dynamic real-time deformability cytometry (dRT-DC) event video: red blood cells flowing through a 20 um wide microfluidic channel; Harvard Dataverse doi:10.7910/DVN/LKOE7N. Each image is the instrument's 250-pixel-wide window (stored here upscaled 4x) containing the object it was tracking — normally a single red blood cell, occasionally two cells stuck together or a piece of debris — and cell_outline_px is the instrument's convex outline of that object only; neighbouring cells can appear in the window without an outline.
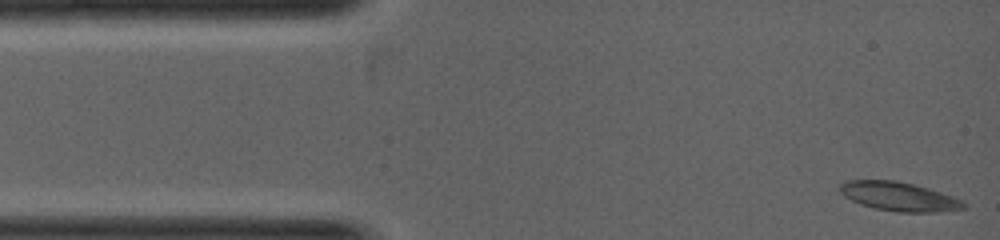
{"species": "common noctule bat (a hibernating species)", "species_latin": "Nyctalus noctula", "temperature_condition": "warm", "stored_images_in_passage": 8, "camera_frame_rate_fps": 5000, "um_per_image_px": 0.085, "animal": {"sex": "female", "body_mass_g": 19.0, "forearm_length_mm": 53.3}, "frame": {"image": 1, "passage_image": 1, "time_ms": 0.0, "image_size_px": [1000, 240], "cell_outline_px": [[964, 208], [936, 212], [900, 212], [876, 208], [860, 204], [844, 196], [840, 192], [840, 184], [844, 180], [896, 180], [928, 188], [952, 196], [960, 200], [964, 204]], "centroid_in_image_um": [76.36, 16.69], "position_along_channel_um": 8.6, "area_um2": 20.58}}
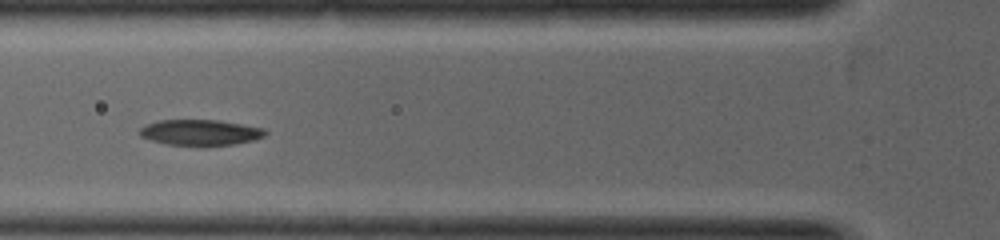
{"frame": {"image": 2, "passage_image": 5, "time_ms": 2.2, "image_size_px": [1000, 240], "cell_outline_px": [[268, 132], [264, 136], [252, 140], [232, 144], [168, 144], [152, 140], [140, 136], [140, 128], [144, 124], [156, 120], [220, 120], [264, 128]], "centroid_in_image_um": [17.01, 11.22], "position_along_channel_um": 108.8, "area_um2": 18.44}}
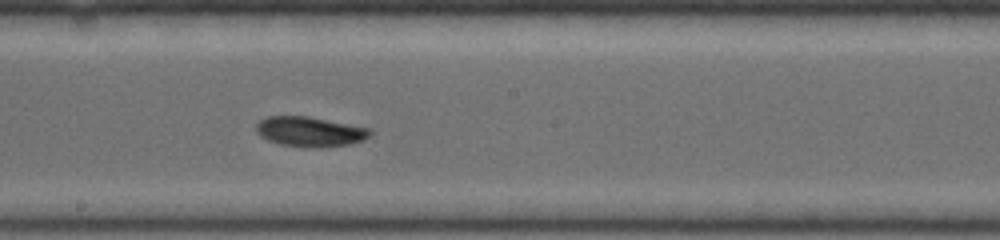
{"frame": {"image": 3, "passage_image": 8, "time_ms": 3.6, "image_size_px": [1000, 240], "cell_outline_px": [[372, 132], [364, 140], [348, 144], [280, 144], [268, 140], [260, 136], [256, 132], [256, 124], [260, 120], [268, 116], [308, 116], [372, 128]], "centroid_in_image_um": [26.33, 11.12], "position_along_channel_um": 221.9, "area_um2": 18.9}}